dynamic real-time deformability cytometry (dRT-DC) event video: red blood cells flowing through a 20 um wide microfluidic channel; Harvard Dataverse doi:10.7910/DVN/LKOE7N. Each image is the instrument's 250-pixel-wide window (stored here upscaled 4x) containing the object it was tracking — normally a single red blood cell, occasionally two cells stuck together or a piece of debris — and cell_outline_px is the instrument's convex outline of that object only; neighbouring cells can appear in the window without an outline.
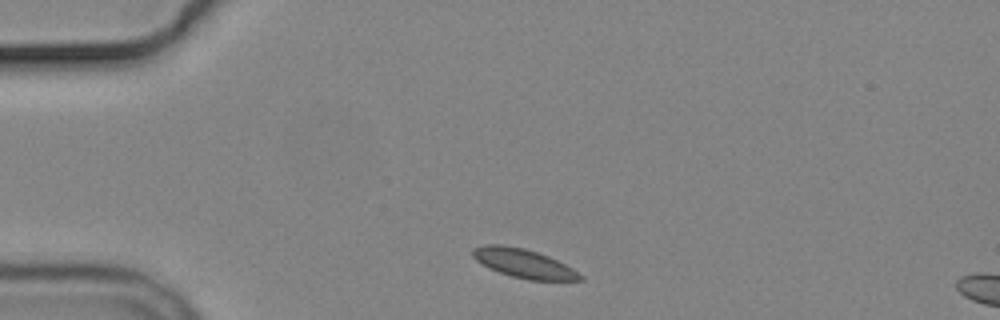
{"species": "common noctule bat (a hibernating species)", "species_latin": "Nyctalus noctula", "temperature_condition": "cold", "stored_images_in_passage": 2, "camera_frame_rate_fps": 3000, "um_per_image_px": 0.085, "animal": {"sex": "male", "body_mass_g": 19.2, "forearm_length_mm": 51.8}, "frame": {"image": 1, "passage_image": 1, "time_ms": 0.0, "image_size_px": [1000, 320], "cell_outline_px": [[584, 280], [528, 280], [512, 276], [488, 268], [476, 260], [472, 256], [472, 248], [484, 244], [504, 244], [524, 248], [548, 256], [572, 268], [584, 276]], "centroid_in_image_um": [44.48, 22.37], "position_along_channel_um": 40.5, "area_um2": 18.09}}